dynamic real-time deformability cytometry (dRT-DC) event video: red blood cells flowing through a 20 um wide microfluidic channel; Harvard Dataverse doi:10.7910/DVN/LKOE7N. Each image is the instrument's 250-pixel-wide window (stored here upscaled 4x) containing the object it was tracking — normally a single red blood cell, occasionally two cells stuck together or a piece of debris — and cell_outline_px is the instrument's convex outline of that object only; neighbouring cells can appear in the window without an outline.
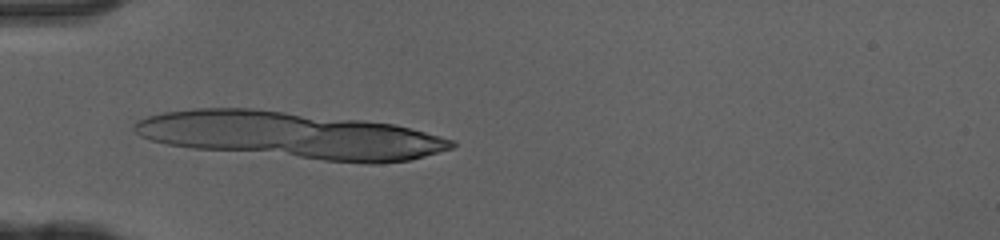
{"species": "human", "species_latin": "Homo sapiens", "temperature_condition": "cold", "stored_images_in_passage": 18, "segment_of_instrument_passage": [2, 2], "camera_frame_rate_fps": 3000, "um_per_image_px": 0.085, "donor": {"sex": "female"}, "frame": {"image": 1, "passage_image": 17, "time_ms": 5.333, "image_size_px": [1000, 240], "cell_outline_px": [[440, 148], [404, 160], [340, 160], [324, 128], [324, 124], [388, 124], [420, 132], [440, 140]], "centroid_in_image_um": [32.17, 12.07], "position_along_channel_um": 52.8, "area_um2": 24.1}}